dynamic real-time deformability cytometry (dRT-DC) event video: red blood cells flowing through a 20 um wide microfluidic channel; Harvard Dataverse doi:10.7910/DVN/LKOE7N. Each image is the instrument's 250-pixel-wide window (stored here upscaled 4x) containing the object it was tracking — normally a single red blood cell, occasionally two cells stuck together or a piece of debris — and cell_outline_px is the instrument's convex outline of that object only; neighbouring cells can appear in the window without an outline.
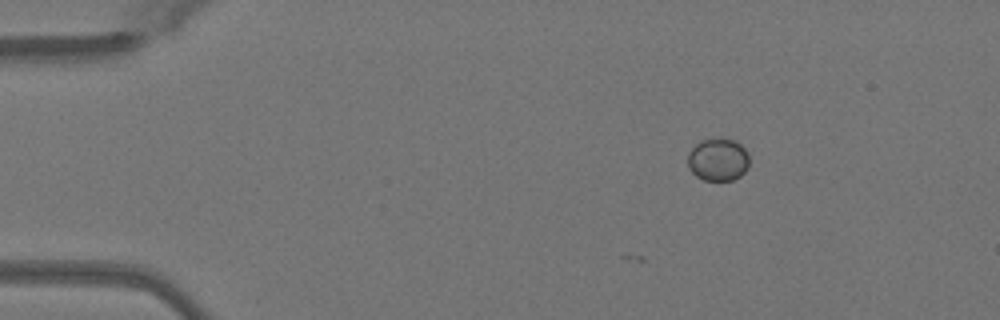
{"species": "Egyptian fruit bat (a non-hibernating species)", "species_latin": "Rousettus aegyptiacus", "temperature_condition": "warm", "stored_images_in_passage": 3, "camera_frame_rate_fps": 3000, "um_per_image_px": 0.085, "animal": {"sex": "female"}, "frame": {"image": 1, "passage_image": 3, "time_ms": 0.667, "image_size_px": [1000, 320], "cell_outline_px": [[748, 168], [740, 176], [732, 180], [704, 180], [696, 176], [688, 168], [688, 152], [700, 140], [720, 136], [736, 140], [748, 152]], "centroid_in_image_um": [61.03, 13.53], "position_along_channel_um": 24.0, "area_um2": 15.66}}